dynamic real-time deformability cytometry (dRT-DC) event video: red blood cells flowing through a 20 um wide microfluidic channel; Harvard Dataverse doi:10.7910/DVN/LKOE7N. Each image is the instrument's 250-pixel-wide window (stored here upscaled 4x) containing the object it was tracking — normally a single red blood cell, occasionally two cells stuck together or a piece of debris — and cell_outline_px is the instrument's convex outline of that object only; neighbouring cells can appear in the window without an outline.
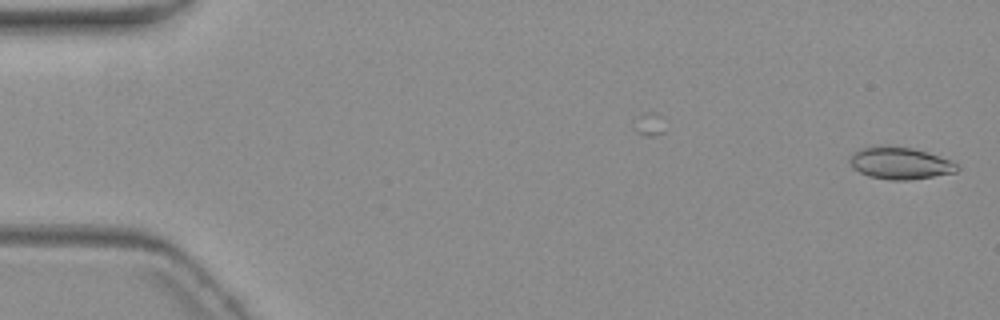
{"species": "common noctule bat (a hibernating species)", "species_latin": "Nyctalus noctula", "temperature_condition": "warm", "stored_images_in_passage": 6, "camera_frame_rate_fps": 3000, "um_per_image_px": 0.085, "animal": {"sex": "female", "body_mass_g": 19.3, "forearm_length_mm": 54.1}, "frame": {"image": 1, "passage_image": 1, "time_ms": 0.0, "image_size_px": [1000, 320], "cell_outline_px": [[960, 168], [956, 172], [908, 180], [888, 180], [868, 176], [852, 168], [848, 160], [856, 152], [864, 148], [880, 144], [912, 148], [928, 152], [948, 160], [956, 164]], "centroid_in_image_um": [76.47, 13.87], "position_along_channel_um": 8.5, "area_um2": 19.94}}
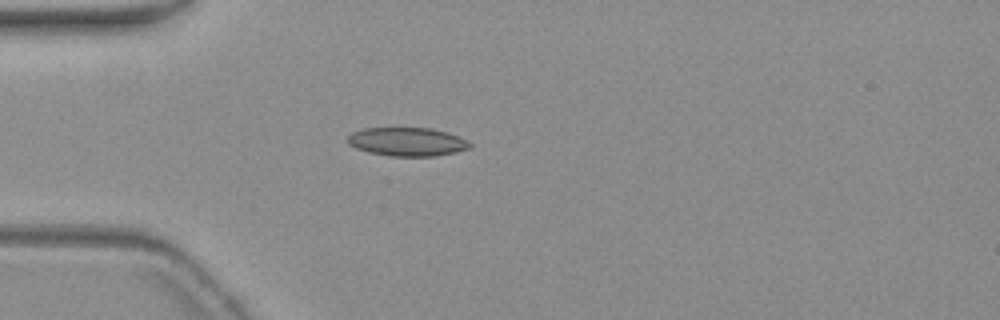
{"frame": {"image": 2, "passage_image": 5, "time_ms": 5.0, "image_size_px": [1000, 320], "cell_outline_px": [[472, 148], [456, 152], [436, 156], [388, 156], [368, 152], [356, 148], [348, 144], [344, 140], [352, 132], [364, 128], [432, 128], [448, 132], [460, 136], [468, 140], [472, 144]], "centroid_in_image_um": [34.63, 12.05], "position_along_channel_um": 50.4, "area_um2": 20.75}}